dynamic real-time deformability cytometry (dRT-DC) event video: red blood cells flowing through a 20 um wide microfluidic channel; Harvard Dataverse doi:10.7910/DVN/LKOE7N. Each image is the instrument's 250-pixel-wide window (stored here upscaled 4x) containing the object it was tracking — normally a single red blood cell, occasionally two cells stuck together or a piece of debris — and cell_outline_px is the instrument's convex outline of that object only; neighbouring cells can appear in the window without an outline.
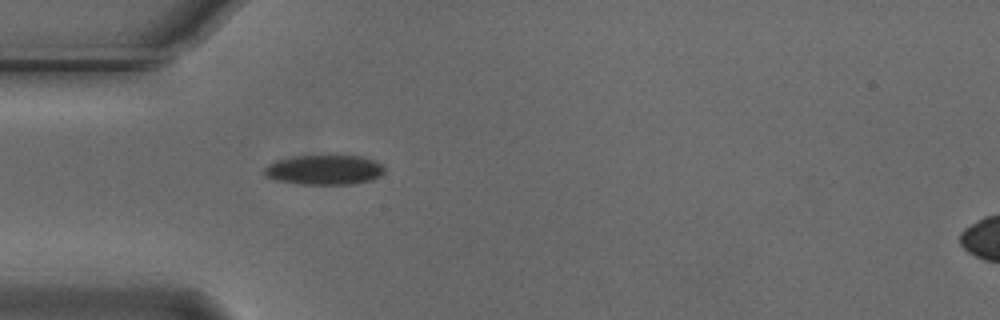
{"species": "Egyptian fruit bat (a non-hibernating species)", "species_latin": "Rousettus aegyptiacus", "temperature_condition": "cold", "stored_images_in_passage": 38, "camera_frame_rate_fps": 3000, "um_per_image_px": 0.085, "animal": {"sex": "male"}, "frame": {"image": 1, "passage_image": 1, "time_ms": 0.0, "image_size_px": [1000, 320], "cell_outline_px": [[384, 172], [380, 176], [372, 180], [356, 184], [296, 184], [276, 180], [264, 176], [264, 168], [268, 164], [276, 160], [296, 156], [364, 156], [380, 164], [384, 168]], "centroid_in_image_um": [27.55, 14.45], "position_along_channel_um": 57.5, "area_um2": 20.92}}
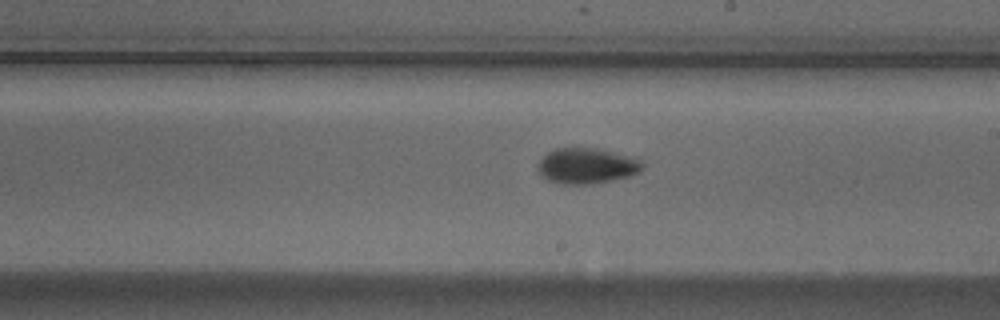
{"frame": {"image": 2, "passage_image": 16, "time_ms": 5.0, "image_size_px": [1000, 320], "cell_outline_px": [[644, 168], [640, 172], [628, 176], [612, 180], [592, 184], [564, 184], [548, 180], [536, 168], [536, 164], [548, 152], [556, 148], [600, 148], [636, 156], [644, 160]], "centroid_in_image_um": [49.95, 14.07], "position_along_channel_um": 239.0, "area_um2": 22.14}}
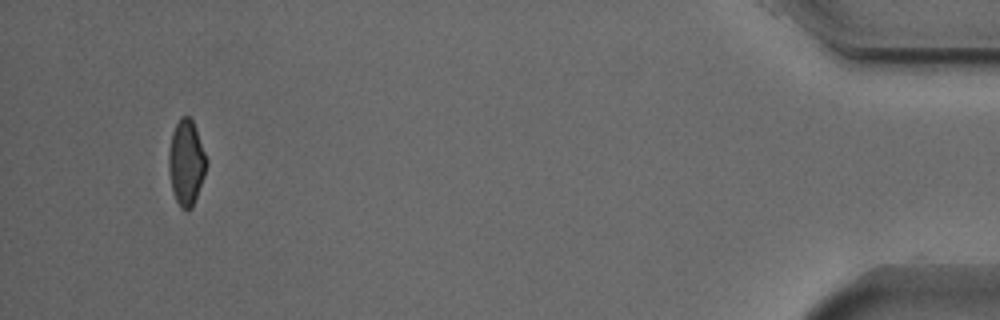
{"frame": {"image": 3, "passage_image": 37, "time_ms": 12.0, "image_size_px": [1000, 320], "cell_outline_px": [[208, 164], [204, 176], [192, 208], [188, 212], [180, 208], [176, 200], [172, 188], [168, 172], [168, 152], [172, 132], [180, 116], [188, 116], [192, 120], [196, 128], [208, 160]], "centroid_in_image_um": [15.83, 13.83], "position_along_channel_um": 419.4, "area_um2": 19.02}, "authors_computed_cell_mechanics": {"area_um2": 20.519, "velocity_mm_per_s": 3.7106, "shape_relaxation_time_tau1_ms": 3.4576, "shape_relaxation_time_tau2_ms": 6.4062, "deformation_change_tau1": 0.1311, "deformation_change_tau2": 0.0891}}